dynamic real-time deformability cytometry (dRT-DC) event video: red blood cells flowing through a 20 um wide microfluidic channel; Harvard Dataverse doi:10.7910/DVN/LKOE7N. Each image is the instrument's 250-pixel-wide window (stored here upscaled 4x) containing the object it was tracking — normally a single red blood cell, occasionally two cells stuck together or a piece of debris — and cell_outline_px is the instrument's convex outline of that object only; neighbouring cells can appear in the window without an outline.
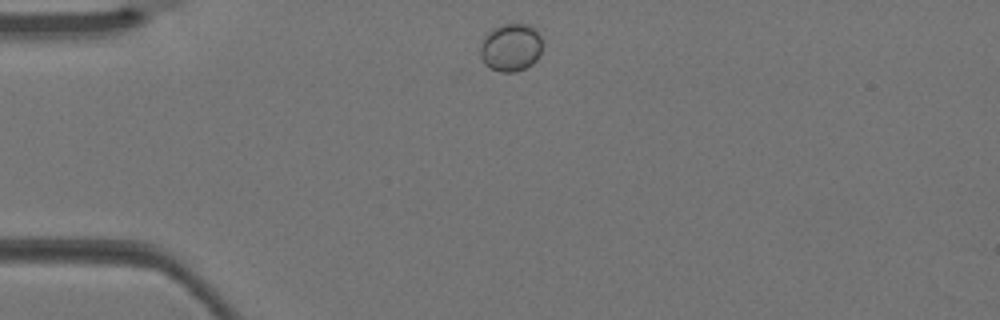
{"species": "Egyptian fruit bat (a non-hibernating species)", "species_latin": "Rousettus aegyptiacus", "temperature_condition": "warm", "stored_images_in_passage": 1, "camera_frame_rate_fps": 3000, "um_per_image_px": 0.085, "animal": {"sex": "female"}, "frame": {"image": 1, "passage_image": 1, "time_ms": 0.0, "image_size_px": [1000, 320], "cell_outline_px": [[540, 56], [532, 64], [524, 68], [512, 72], [500, 72], [484, 64], [480, 56], [480, 44], [484, 36], [492, 28], [500, 24], [528, 24], [536, 28], [540, 36]], "centroid_in_image_um": [43.39, 4.01], "position_along_channel_um": 41.6, "area_um2": 17.4}}